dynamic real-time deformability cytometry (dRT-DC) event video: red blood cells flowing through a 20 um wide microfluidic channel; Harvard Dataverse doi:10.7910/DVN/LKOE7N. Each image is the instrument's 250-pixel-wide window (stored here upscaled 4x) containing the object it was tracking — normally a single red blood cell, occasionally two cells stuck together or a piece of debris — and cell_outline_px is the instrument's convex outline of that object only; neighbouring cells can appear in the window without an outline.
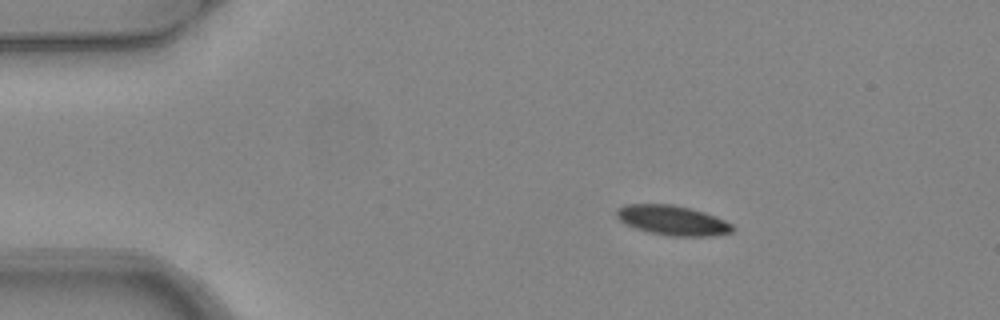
{"species": "common noctule bat (a hibernating species)", "species_latin": "Nyctalus noctula", "temperature_condition": "warm", "stored_images_in_passage": 3, "camera_frame_rate_fps": 3000, "um_per_image_px": 0.085, "animal": {"sex": "female", "body_mass_g": 24.6, "forearm_length_mm": 56.2}, "frame": {"image": 1, "passage_image": 1, "time_ms": 0.0, "image_size_px": [1000, 320], "cell_outline_px": [[736, 228], [732, 232], [712, 236], [668, 236], [648, 232], [624, 224], [616, 216], [616, 208], [624, 204], [672, 204], [704, 212], [716, 216], [732, 224]], "centroid_in_image_um": [57.15, 18.73], "position_along_channel_um": 27.8, "area_um2": 20.29}}
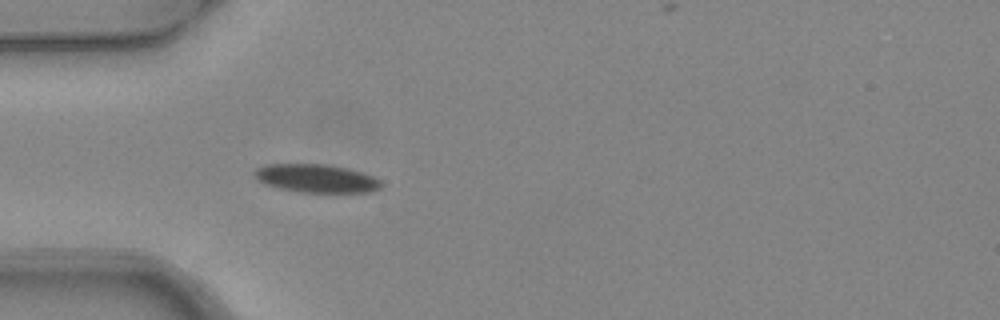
{"frame": {"image": 2, "passage_image": 3, "time_ms": 0.667, "image_size_px": [1000, 320], "cell_outline_px": [[380, 188], [372, 192], [300, 192], [280, 188], [264, 184], [252, 172], [256, 168], [264, 164], [324, 164], [348, 168], [372, 176], [380, 180]], "centroid_in_image_um": [26.86, 15.16], "position_along_channel_um": 58.1, "area_um2": 20.75}}